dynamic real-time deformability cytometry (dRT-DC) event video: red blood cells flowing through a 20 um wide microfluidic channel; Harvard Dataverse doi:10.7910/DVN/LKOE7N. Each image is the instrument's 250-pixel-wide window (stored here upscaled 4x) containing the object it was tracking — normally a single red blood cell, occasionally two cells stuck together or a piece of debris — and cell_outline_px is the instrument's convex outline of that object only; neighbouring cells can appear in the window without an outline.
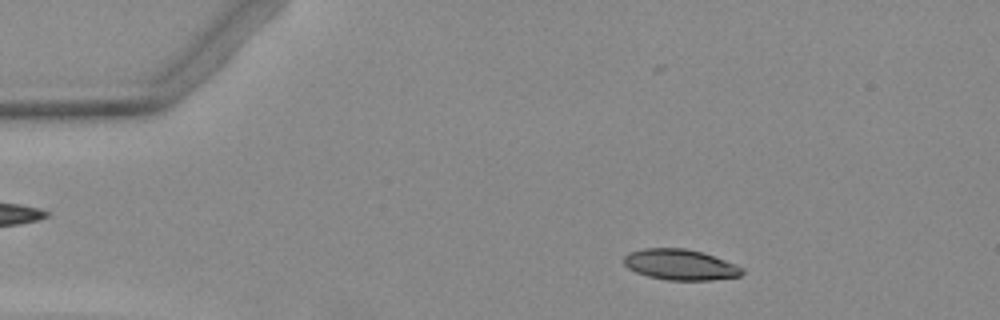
{"species": "Egyptian fruit bat (a non-hibernating species)", "species_latin": "Rousettus aegyptiacus", "temperature_condition": "warm", "stored_images_in_passage": 41, "camera_frame_rate_fps": 3000, "um_per_image_px": 0.085, "animal": {"sex": "female"}, "frame": {"image": 1, "passage_image": 5, "time_ms": 1.333, "image_size_px": [1000, 320], "cell_outline_px": [[744, 272], [740, 276], [708, 280], [668, 280], [648, 276], [636, 272], [628, 268], [624, 264], [624, 256], [628, 252], [644, 248], [684, 248], [700, 252], [736, 264], [744, 268]], "centroid_in_image_um": [57.8, 22.49], "position_along_channel_um": 27.2, "area_um2": 21.04}}
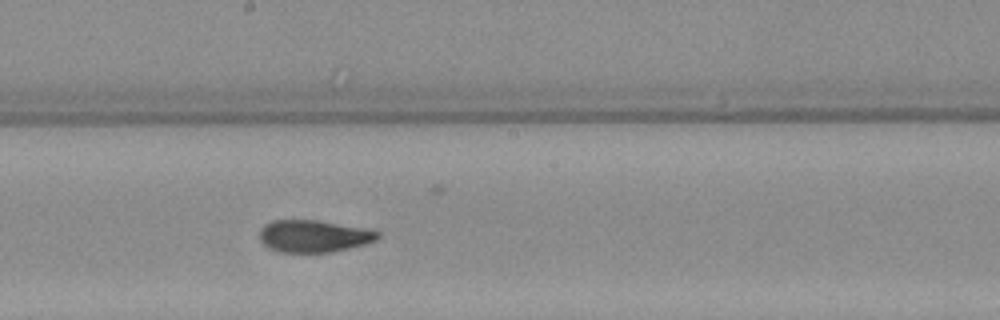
{"frame": {"image": 2, "passage_image": 25, "time_ms": 8.0, "image_size_px": [1000, 320], "cell_outline_px": [[380, 236], [376, 240], [364, 244], [332, 252], [280, 252], [268, 248], [260, 240], [260, 228], [264, 224], [272, 220], [316, 220], [360, 228], [380, 232]], "centroid_in_image_um": [26.61, 20.07], "position_along_channel_um": 221.6, "area_um2": 21.91}}
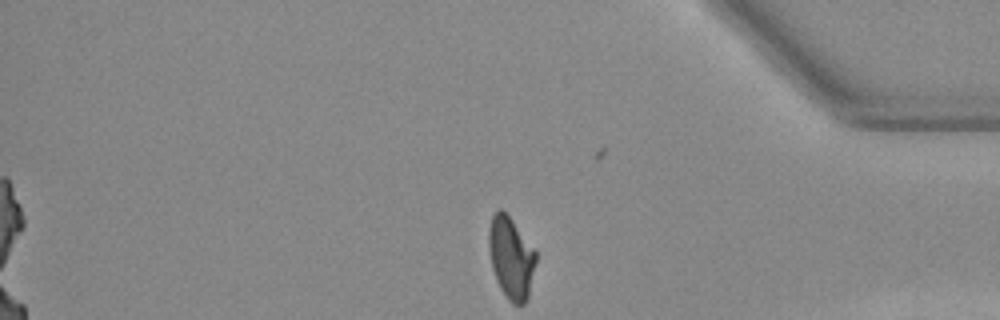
{"frame": {"image": 3, "passage_image": 40, "time_ms": 13.0, "image_size_px": [1000, 320], "cell_outline_px": [[536, 260], [528, 296], [524, 304], [512, 304], [508, 300], [500, 288], [496, 280], [492, 268], [488, 244], [488, 232], [492, 216], [500, 208], [504, 208], [536, 252]], "centroid_in_image_um": [43.42, 21.89], "position_along_channel_um": 391.8, "area_um2": 22.43}}